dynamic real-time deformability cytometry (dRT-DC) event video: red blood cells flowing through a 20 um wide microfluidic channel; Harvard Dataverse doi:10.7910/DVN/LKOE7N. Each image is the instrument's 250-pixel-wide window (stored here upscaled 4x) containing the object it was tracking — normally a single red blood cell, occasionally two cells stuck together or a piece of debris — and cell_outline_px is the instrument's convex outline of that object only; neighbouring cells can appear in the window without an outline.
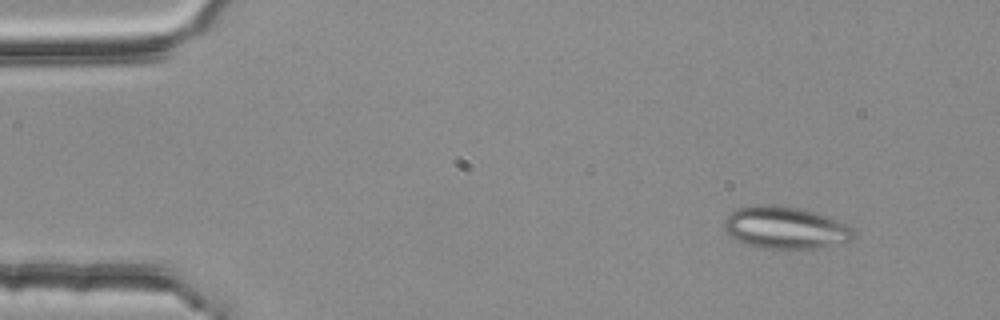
{"species": "common noctule bat (a hibernating species)", "species_latin": "Nyctalus noctula", "temperature_condition": "room temperature", "stored_images_in_passage": 3, "camera_frame_rate_fps": 3000, "um_per_image_px": 0.085, "animal": {"sex": "female", "body_mass_g": 25.1}, "frame": {"image": 1, "passage_image": 1, "time_ms": 0.0, "image_size_px": [1000, 320], "cell_outline_px": [[856, 236], [852, 240], [808, 248], [772, 248], [748, 244], [732, 236], [724, 228], [724, 220], [736, 208], [756, 204], [776, 204], [816, 212], [828, 216], [848, 224], [852, 228]], "centroid_in_image_um": [66.77, 19.31], "position_along_channel_um": 18.2, "area_um2": 31.27}}
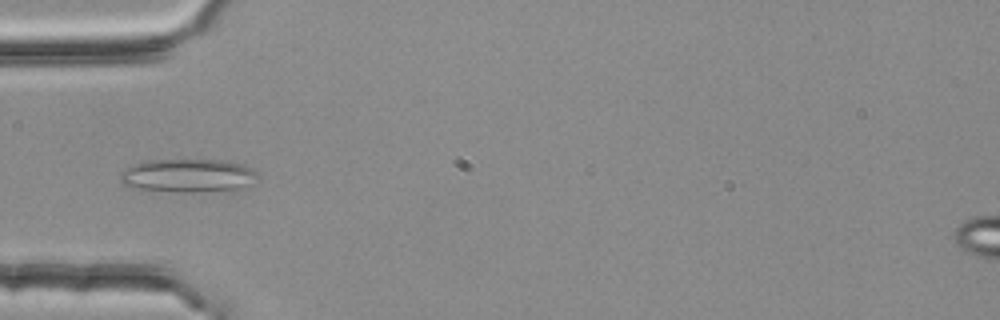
{"frame": {"image": 2, "passage_image": 3, "time_ms": 0.667, "image_size_px": [1000, 320], "cell_outline_px": [[256, 176], [240, 188], [192, 192], [176, 192], [132, 188], [124, 184], [120, 180], [120, 172], [124, 168], [132, 164], [144, 160], [224, 160], [240, 164], [252, 168], [256, 172]], "centroid_in_image_um": [15.85, 14.91], "position_along_channel_um": 69.2, "area_um2": 26.47}}